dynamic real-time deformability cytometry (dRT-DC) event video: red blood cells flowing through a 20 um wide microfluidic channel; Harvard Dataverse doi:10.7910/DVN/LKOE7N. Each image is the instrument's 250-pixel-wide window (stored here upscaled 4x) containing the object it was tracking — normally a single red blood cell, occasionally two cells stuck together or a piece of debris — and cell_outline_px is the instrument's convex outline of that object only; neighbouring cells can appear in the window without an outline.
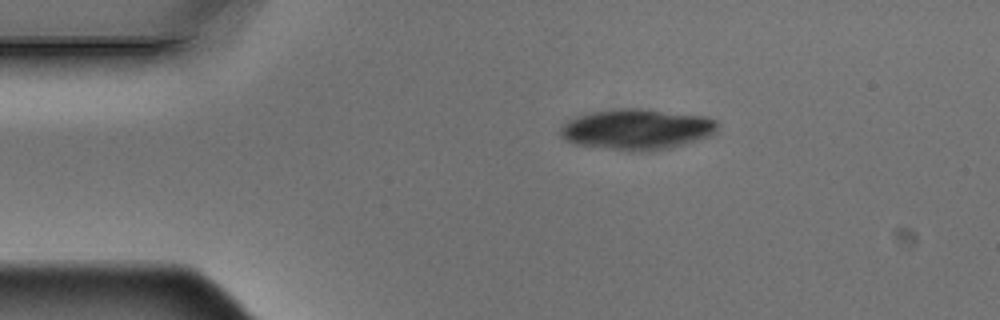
{"species": "Egyptian fruit bat (a non-hibernating species)", "species_latin": "Rousettus aegyptiacus", "temperature_condition": "warm", "stored_images_in_passage": 3, "camera_frame_rate_fps": 3000, "um_per_image_px": 0.085, "animal": {"sex": "male"}, "frame": {"image": 1, "passage_image": 1, "time_ms": 0.0, "image_size_px": [1000, 320], "cell_outline_px": [[716, 132], [708, 136], [684, 144], [668, 148], [616, 148], [576, 144], [560, 136], [560, 128], [568, 120], [576, 116], [592, 112], [616, 108], [640, 108], [708, 116], [716, 120]], "centroid_in_image_um": [54.14, 10.92], "position_along_channel_um": 30.9, "area_um2": 36.07}}